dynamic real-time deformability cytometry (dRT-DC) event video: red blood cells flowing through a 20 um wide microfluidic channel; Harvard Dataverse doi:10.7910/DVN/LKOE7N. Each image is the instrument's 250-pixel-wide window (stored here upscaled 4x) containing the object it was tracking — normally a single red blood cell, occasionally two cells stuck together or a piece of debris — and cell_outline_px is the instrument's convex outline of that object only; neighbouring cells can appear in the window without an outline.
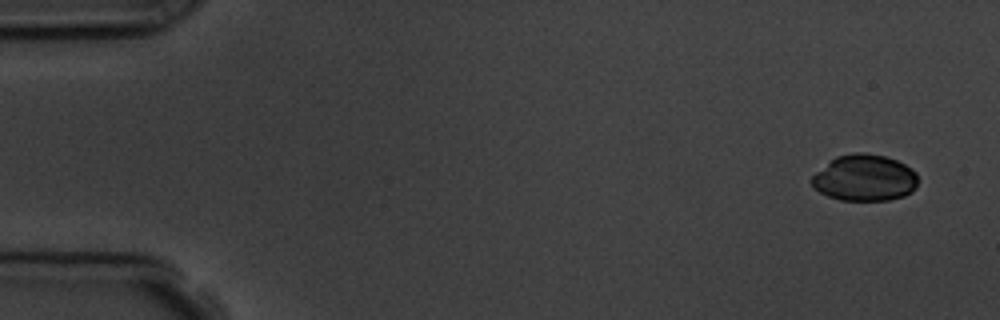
{"species": "common noctule bat (a hibernating species)", "species_latin": "Nyctalus noctula", "temperature_condition": "room temperature", "stored_images_in_passage": 6, "camera_frame_rate_fps": 3000, "um_per_image_px": 0.085, "animal": {"sex": "male", "body_mass_g": 19.5, "forearm_length_mm": 54.6}, "frame": {"image": 1, "passage_image": 1, "time_ms": 0.0, "image_size_px": [1000, 320], "cell_outline_px": [[916, 188], [912, 192], [904, 196], [888, 200], [840, 200], [828, 196], [812, 188], [812, 176], [816, 172], [836, 156], [852, 152], [864, 152], [884, 156], [896, 160], [912, 168], [916, 172]], "centroid_in_image_um": [73.49, 15.12], "position_along_channel_um": 11.5, "area_um2": 28.78}}